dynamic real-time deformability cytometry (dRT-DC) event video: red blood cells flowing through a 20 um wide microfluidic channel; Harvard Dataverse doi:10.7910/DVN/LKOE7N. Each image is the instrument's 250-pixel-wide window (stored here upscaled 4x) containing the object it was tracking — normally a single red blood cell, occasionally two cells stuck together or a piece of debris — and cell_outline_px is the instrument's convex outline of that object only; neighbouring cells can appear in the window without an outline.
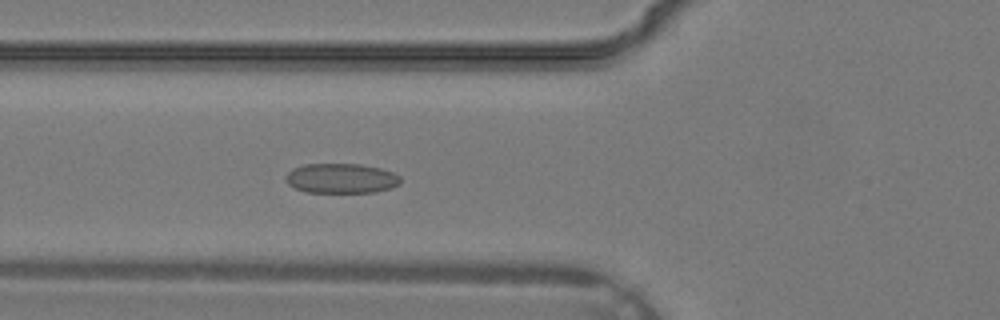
{"species": "common noctule bat (a hibernating species)", "species_latin": "Nyctalus noctula", "temperature_condition": "warm", "stored_images_in_passage": 35, "camera_frame_rate_fps": 3000, "um_per_image_px": 0.085, "animal": {"sex": "male", "body_mass_g": 19.2, "forearm_length_mm": 51.8}, "frame": {"image": 1, "passage_image": 13, "time_ms": 4.0, "image_size_px": [1000, 320], "cell_outline_px": [[400, 184], [392, 188], [376, 192], [304, 192], [288, 184], [284, 180], [284, 176], [292, 168], [304, 164], [360, 164], [380, 168], [392, 172], [400, 176]], "centroid_in_image_um": [28.98, 15.16], "position_along_channel_um": 96.8, "area_um2": 20.11}}
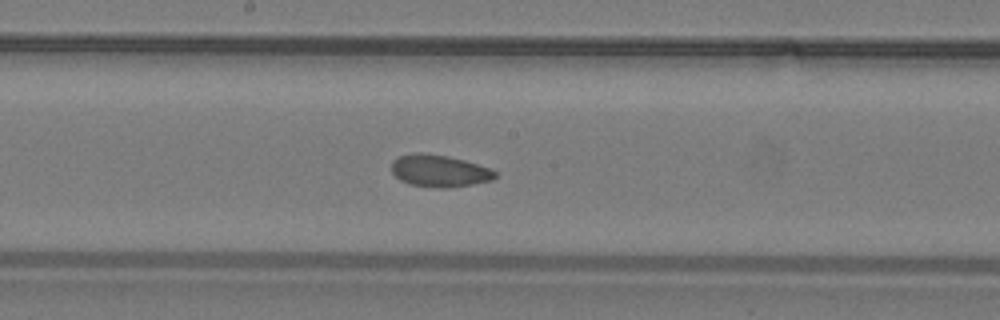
{"frame": {"image": 2, "passage_image": 19, "time_ms": 6.0, "image_size_px": [1000, 320], "cell_outline_px": [[496, 176], [492, 180], [472, 184], [448, 188], [436, 188], [408, 184], [400, 180], [392, 172], [392, 160], [400, 156], [416, 152], [420, 152], [448, 156], [464, 160], [492, 168], [496, 172]], "centroid_in_image_um": [37.35, 14.52], "position_along_channel_um": 210.9, "area_um2": 19.48}}
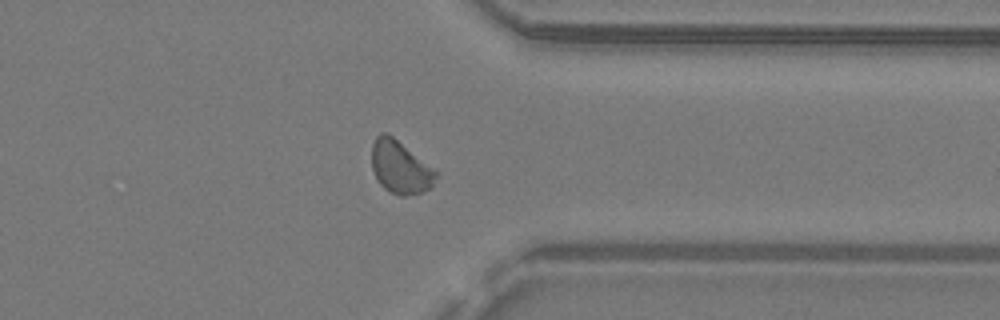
{"frame": {"image": 3, "passage_image": 28, "time_ms": 9.0, "image_size_px": [1000, 320], "cell_outline_px": [[440, 176], [432, 188], [420, 192], [404, 196], [400, 196], [388, 192], [376, 180], [372, 168], [372, 144], [376, 136], [380, 132], [384, 132], [392, 136], [436, 168], [440, 172]], "centroid_in_image_um": [34.07, 14.23], "position_along_channel_um": 377.3, "area_um2": 20.35}}